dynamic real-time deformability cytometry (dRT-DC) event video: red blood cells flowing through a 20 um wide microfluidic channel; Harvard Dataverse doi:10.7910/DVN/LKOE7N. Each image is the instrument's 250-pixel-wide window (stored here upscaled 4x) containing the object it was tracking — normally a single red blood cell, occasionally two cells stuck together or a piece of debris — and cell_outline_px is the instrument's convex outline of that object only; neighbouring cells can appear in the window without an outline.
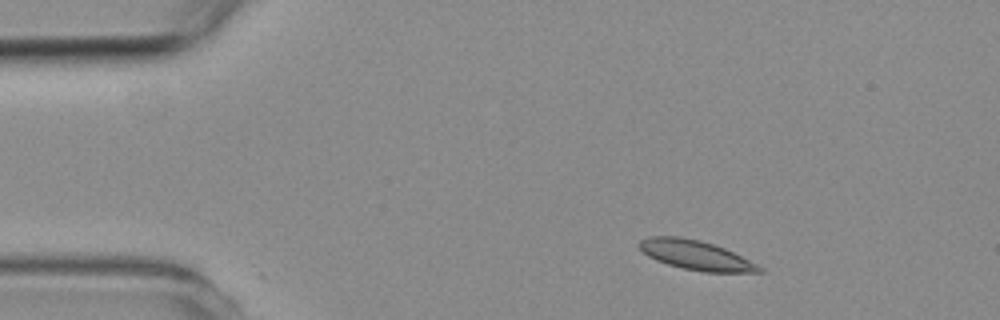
{"species": "common noctule bat (a hibernating species)", "species_latin": "Nyctalus noctula", "temperature_condition": "room temperature", "stored_images_in_passage": 4, "segment_of_instrument_passage": [1, 2], "camera_frame_rate_fps": 3000, "um_per_image_px": 0.085, "animal": {"sex": "female", "body_mass_g": 19.3, "forearm_length_mm": 54.1}, "frame": {"image": 1, "passage_image": 2, "time_ms": 1.333, "image_size_px": [1000, 320], "cell_outline_px": [[764, 272], [704, 272], [684, 268], [668, 264], [656, 260], [648, 256], [636, 244], [640, 240], [648, 236], [680, 236], [700, 240], [724, 248], [764, 268]], "centroid_in_image_um": [59.1, 21.67], "position_along_channel_um": 25.9, "area_um2": 20.4}}